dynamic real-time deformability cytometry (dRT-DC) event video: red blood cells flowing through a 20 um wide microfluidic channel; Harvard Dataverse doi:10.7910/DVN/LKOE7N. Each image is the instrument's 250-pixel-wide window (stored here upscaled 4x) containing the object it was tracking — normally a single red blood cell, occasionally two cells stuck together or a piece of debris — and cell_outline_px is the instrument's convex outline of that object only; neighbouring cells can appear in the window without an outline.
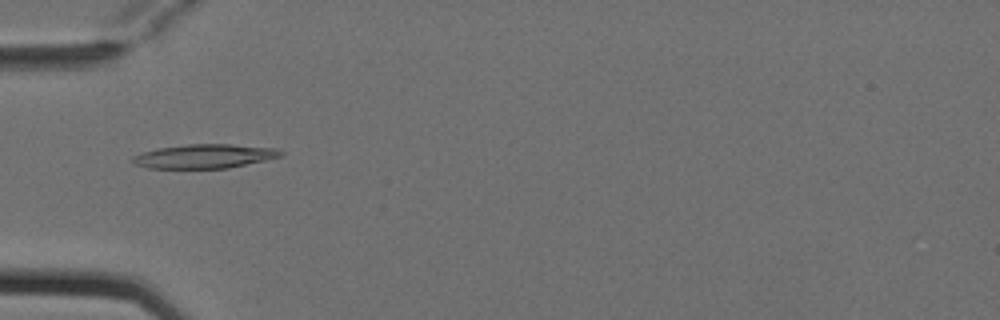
{"species": "Egyptian fruit bat (a non-hibernating species)", "species_latin": "Rousettus aegyptiacus", "temperature_condition": "cold", "stored_images_in_passage": 5, "camera_frame_rate_fps": 3000, "um_per_image_px": 0.085, "animal": {"sex": "female"}, "frame": {"image": 1, "passage_image": 4, "time_ms": 1.0, "image_size_px": [1000, 320], "cell_outline_px": [[284, 152], [280, 156], [264, 160], [228, 168], [148, 168], [136, 164], [132, 160], [132, 156], [156, 148], [188, 144], [228, 144], [276, 148]], "centroid_in_image_um": [17.36, 13.27], "position_along_channel_um": 67.6, "area_um2": 20.52}}
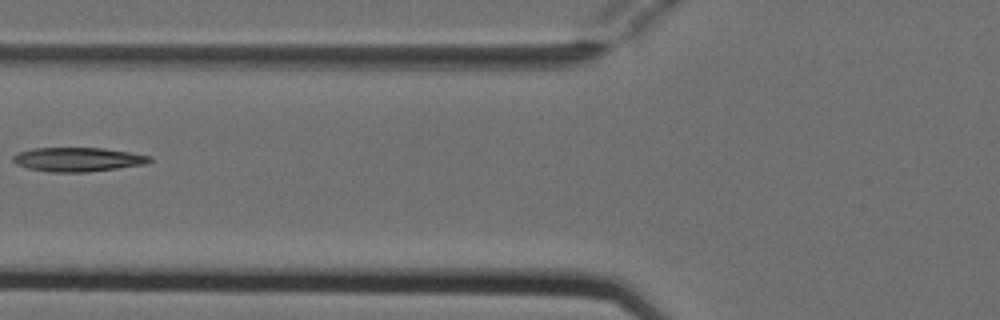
{"frame": {"image": 2, "passage_image": 5, "time_ms": 1.333, "image_size_px": [1000, 320], "cell_outline_px": [[152, 160], [148, 164], [88, 172], [48, 172], [28, 168], [16, 164], [12, 160], [12, 156], [20, 152], [32, 148], [104, 148], [152, 156]], "centroid_in_image_um": [6.63, 13.56], "position_along_channel_um": 119.2, "area_um2": 19.25}}